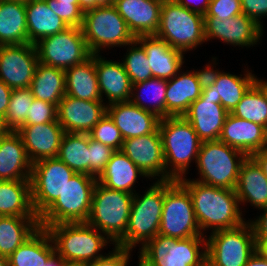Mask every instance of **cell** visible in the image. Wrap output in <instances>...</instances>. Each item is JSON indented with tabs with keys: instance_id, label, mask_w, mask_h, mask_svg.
I'll list each match as a JSON object with an SVG mask.
<instances>
[{
	"instance_id": "9f6ffc18",
	"label": "cell",
	"mask_w": 267,
	"mask_h": 266,
	"mask_svg": "<svg viewBox=\"0 0 267 266\" xmlns=\"http://www.w3.org/2000/svg\"><path fill=\"white\" fill-rule=\"evenodd\" d=\"M65 260L55 253L46 263L45 266H64Z\"/></svg>"
},
{
	"instance_id": "816d5d0a",
	"label": "cell",
	"mask_w": 267,
	"mask_h": 266,
	"mask_svg": "<svg viewBox=\"0 0 267 266\" xmlns=\"http://www.w3.org/2000/svg\"><path fill=\"white\" fill-rule=\"evenodd\" d=\"M176 1L184 8H186L192 12L198 13L202 16H205V14L207 13V10L209 8V4H210V0H198L199 2L201 1V4L198 2V4H200V5H196V6H195V4L193 6L194 1H196V0H176ZM191 3H192V5H191Z\"/></svg>"
},
{
	"instance_id": "681fc988",
	"label": "cell",
	"mask_w": 267,
	"mask_h": 266,
	"mask_svg": "<svg viewBox=\"0 0 267 266\" xmlns=\"http://www.w3.org/2000/svg\"><path fill=\"white\" fill-rule=\"evenodd\" d=\"M242 13L263 28L261 18L267 16V0H240Z\"/></svg>"
},
{
	"instance_id": "6125c7cd",
	"label": "cell",
	"mask_w": 267,
	"mask_h": 266,
	"mask_svg": "<svg viewBox=\"0 0 267 266\" xmlns=\"http://www.w3.org/2000/svg\"><path fill=\"white\" fill-rule=\"evenodd\" d=\"M138 257H139L138 266H154L146 258H144L141 254H139Z\"/></svg>"
},
{
	"instance_id": "d6986e66",
	"label": "cell",
	"mask_w": 267,
	"mask_h": 266,
	"mask_svg": "<svg viewBox=\"0 0 267 266\" xmlns=\"http://www.w3.org/2000/svg\"><path fill=\"white\" fill-rule=\"evenodd\" d=\"M106 113L103 101L81 100L65 94L57 106V121L65 132L89 133Z\"/></svg>"
},
{
	"instance_id": "6da1fadb",
	"label": "cell",
	"mask_w": 267,
	"mask_h": 266,
	"mask_svg": "<svg viewBox=\"0 0 267 266\" xmlns=\"http://www.w3.org/2000/svg\"><path fill=\"white\" fill-rule=\"evenodd\" d=\"M178 181L191 196L195 218L202 233L209 228L214 232L245 223L235 190L218 188L194 179L182 178Z\"/></svg>"
},
{
	"instance_id": "4316f807",
	"label": "cell",
	"mask_w": 267,
	"mask_h": 266,
	"mask_svg": "<svg viewBox=\"0 0 267 266\" xmlns=\"http://www.w3.org/2000/svg\"><path fill=\"white\" fill-rule=\"evenodd\" d=\"M95 67L102 101L103 95L108 99L106 105L130 101L132 84L122 62L105 60L95 54Z\"/></svg>"
},
{
	"instance_id": "be15d7a7",
	"label": "cell",
	"mask_w": 267,
	"mask_h": 266,
	"mask_svg": "<svg viewBox=\"0 0 267 266\" xmlns=\"http://www.w3.org/2000/svg\"><path fill=\"white\" fill-rule=\"evenodd\" d=\"M257 250L267 259V243L259 245Z\"/></svg>"
},
{
	"instance_id": "11a10c76",
	"label": "cell",
	"mask_w": 267,
	"mask_h": 266,
	"mask_svg": "<svg viewBox=\"0 0 267 266\" xmlns=\"http://www.w3.org/2000/svg\"><path fill=\"white\" fill-rule=\"evenodd\" d=\"M245 266H267V259L258 250H256L248 259Z\"/></svg>"
},
{
	"instance_id": "484cf974",
	"label": "cell",
	"mask_w": 267,
	"mask_h": 266,
	"mask_svg": "<svg viewBox=\"0 0 267 266\" xmlns=\"http://www.w3.org/2000/svg\"><path fill=\"white\" fill-rule=\"evenodd\" d=\"M227 114L228 111L221 104H215V99L199 97L190 104L183 117L204 142L219 140Z\"/></svg>"
},
{
	"instance_id": "d6a6232c",
	"label": "cell",
	"mask_w": 267,
	"mask_h": 266,
	"mask_svg": "<svg viewBox=\"0 0 267 266\" xmlns=\"http://www.w3.org/2000/svg\"><path fill=\"white\" fill-rule=\"evenodd\" d=\"M27 17L25 2L0 1V46L27 44Z\"/></svg>"
},
{
	"instance_id": "94428289",
	"label": "cell",
	"mask_w": 267,
	"mask_h": 266,
	"mask_svg": "<svg viewBox=\"0 0 267 266\" xmlns=\"http://www.w3.org/2000/svg\"><path fill=\"white\" fill-rule=\"evenodd\" d=\"M265 93V96L267 98V82L266 81H263V79L259 80L258 78L256 79V82H255Z\"/></svg>"
},
{
	"instance_id": "603a6c76",
	"label": "cell",
	"mask_w": 267,
	"mask_h": 266,
	"mask_svg": "<svg viewBox=\"0 0 267 266\" xmlns=\"http://www.w3.org/2000/svg\"><path fill=\"white\" fill-rule=\"evenodd\" d=\"M162 3L160 0H114L117 12L135 38L156 34Z\"/></svg>"
},
{
	"instance_id": "7c38bea8",
	"label": "cell",
	"mask_w": 267,
	"mask_h": 266,
	"mask_svg": "<svg viewBox=\"0 0 267 266\" xmlns=\"http://www.w3.org/2000/svg\"><path fill=\"white\" fill-rule=\"evenodd\" d=\"M159 235L177 239L204 236L195 218L191 196L178 180L165 181Z\"/></svg>"
},
{
	"instance_id": "cb8c5ba5",
	"label": "cell",
	"mask_w": 267,
	"mask_h": 266,
	"mask_svg": "<svg viewBox=\"0 0 267 266\" xmlns=\"http://www.w3.org/2000/svg\"><path fill=\"white\" fill-rule=\"evenodd\" d=\"M107 114L120 130L123 139L153 133L160 121L154 113L136 106L131 101L107 105Z\"/></svg>"
},
{
	"instance_id": "ac0fdd59",
	"label": "cell",
	"mask_w": 267,
	"mask_h": 266,
	"mask_svg": "<svg viewBox=\"0 0 267 266\" xmlns=\"http://www.w3.org/2000/svg\"><path fill=\"white\" fill-rule=\"evenodd\" d=\"M263 28L243 13L228 19L204 17L205 40L219 39L232 46L250 47L262 37Z\"/></svg>"
},
{
	"instance_id": "f1b7e54d",
	"label": "cell",
	"mask_w": 267,
	"mask_h": 266,
	"mask_svg": "<svg viewBox=\"0 0 267 266\" xmlns=\"http://www.w3.org/2000/svg\"><path fill=\"white\" fill-rule=\"evenodd\" d=\"M234 190L240 205L249 202L261 211L267 208V178L251 156L242 162Z\"/></svg>"
},
{
	"instance_id": "d4e9b609",
	"label": "cell",
	"mask_w": 267,
	"mask_h": 266,
	"mask_svg": "<svg viewBox=\"0 0 267 266\" xmlns=\"http://www.w3.org/2000/svg\"><path fill=\"white\" fill-rule=\"evenodd\" d=\"M135 40L146 53L153 77L169 80L182 70L184 53L172 48L164 39L156 35H145L138 36Z\"/></svg>"
},
{
	"instance_id": "91938a15",
	"label": "cell",
	"mask_w": 267,
	"mask_h": 266,
	"mask_svg": "<svg viewBox=\"0 0 267 266\" xmlns=\"http://www.w3.org/2000/svg\"><path fill=\"white\" fill-rule=\"evenodd\" d=\"M9 132L7 129L5 123H4V117L0 115V137L3 135H6Z\"/></svg>"
},
{
	"instance_id": "4dcf8cb0",
	"label": "cell",
	"mask_w": 267,
	"mask_h": 266,
	"mask_svg": "<svg viewBox=\"0 0 267 266\" xmlns=\"http://www.w3.org/2000/svg\"><path fill=\"white\" fill-rule=\"evenodd\" d=\"M138 176L147 177L121 150H116L97 182L110 189L135 194L133 186Z\"/></svg>"
},
{
	"instance_id": "7402d4cb",
	"label": "cell",
	"mask_w": 267,
	"mask_h": 266,
	"mask_svg": "<svg viewBox=\"0 0 267 266\" xmlns=\"http://www.w3.org/2000/svg\"><path fill=\"white\" fill-rule=\"evenodd\" d=\"M219 141L243 151L247 156L267 148V130L256 123L227 114Z\"/></svg>"
},
{
	"instance_id": "30bf717a",
	"label": "cell",
	"mask_w": 267,
	"mask_h": 266,
	"mask_svg": "<svg viewBox=\"0 0 267 266\" xmlns=\"http://www.w3.org/2000/svg\"><path fill=\"white\" fill-rule=\"evenodd\" d=\"M256 250L249 221L231 229L217 230L206 238V266H245Z\"/></svg>"
},
{
	"instance_id": "f907efd6",
	"label": "cell",
	"mask_w": 267,
	"mask_h": 266,
	"mask_svg": "<svg viewBox=\"0 0 267 266\" xmlns=\"http://www.w3.org/2000/svg\"><path fill=\"white\" fill-rule=\"evenodd\" d=\"M264 212L262 215L255 220L251 221L250 224L253 229L256 246L267 243V208L262 209Z\"/></svg>"
},
{
	"instance_id": "7dc6e473",
	"label": "cell",
	"mask_w": 267,
	"mask_h": 266,
	"mask_svg": "<svg viewBox=\"0 0 267 266\" xmlns=\"http://www.w3.org/2000/svg\"><path fill=\"white\" fill-rule=\"evenodd\" d=\"M242 14L240 0H210L209 8L204 17L228 19Z\"/></svg>"
},
{
	"instance_id": "a7ac6f4b",
	"label": "cell",
	"mask_w": 267,
	"mask_h": 266,
	"mask_svg": "<svg viewBox=\"0 0 267 266\" xmlns=\"http://www.w3.org/2000/svg\"><path fill=\"white\" fill-rule=\"evenodd\" d=\"M11 1H22V2H26L27 0H11Z\"/></svg>"
},
{
	"instance_id": "ee69618b",
	"label": "cell",
	"mask_w": 267,
	"mask_h": 266,
	"mask_svg": "<svg viewBox=\"0 0 267 266\" xmlns=\"http://www.w3.org/2000/svg\"><path fill=\"white\" fill-rule=\"evenodd\" d=\"M89 160L90 175L98 178L105 170L107 163L116 151L108 145H104L89 136Z\"/></svg>"
},
{
	"instance_id": "ba28073f",
	"label": "cell",
	"mask_w": 267,
	"mask_h": 266,
	"mask_svg": "<svg viewBox=\"0 0 267 266\" xmlns=\"http://www.w3.org/2000/svg\"><path fill=\"white\" fill-rule=\"evenodd\" d=\"M155 35L183 53L191 51L206 41L204 16L184 8L176 0L163 2Z\"/></svg>"
},
{
	"instance_id": "44dd1931",
	"label": "cell",
	"mask_w": 267,
	"mask_h": 266,
	"mask_svg": "<svg viewBox=\"0 0 267 266\" xmlns=\"http://www.w3.org/2000/svg\"><path fill=\"white\" fill-rule=\"evenodd\" d=\"M20 135L32 163L45 158H57L65 134L59 122H47L21 127Z\"/></svg>"
},
{
	"instance_id": "ffe728a7",
	"label": "cell",
	"mask_w": 267,
	"mask_h": 266,
	"mask_svg": "<svg viewBox=\"0 0 267 266\" xmlns=\"http://www.w3.org/2000/svg\"><path fill=\"white\" fill-rule=\"evenodd\" d=\"M206 77V66L202 70L179 71L167 80L166 117L183 116L190 104L201 96Z\"/></svg>"
},
{
	"instance_id": "db71d44e",
	"label": "cell",
	"mask_w": 267,
	"mask_h": 266,
	"mask_svg": "<svg viewBox=\"0 0 267 266\" xmlns=\"http://www.w3.org/2000/svg\"><path fill=\"white\" fill-rule=\"evenodd\" d=\"M251 157L258 163V165L262 169V172L267 178V148H264L261 151L253 153Z\"/></svg>"
},
{
	"instance_id": "5b68a950",
	"label": "cell",
	"mask_w": 267,
	"mask_h": 266,
	"mask_svg": "<svg viewBox=\"0 0 267 266\" xmlns=\"http://www.w3.org/2000/svg\"><path fill=\"white\" fill-rule=\"evenodd\" d=\"M133 195L107 188L97 182L86 223L105 234L115 245L125 235Z\"/></svg>"
},
{
	"instance_id": "03108f58",
	"label": "cell",
	"mask_w": 267,
	"mask_h": 266,
	"mask_svg": "<svg viewBox=\"0 0 267 266\" xmlns=\"http://www.w3.org/2000/svg\"><path fill=\"white\" fill-rule=\"evenodd\" d=\"M64 266H86V263L66 262L65 261Z\"/></svg>"
},
{
	"instance_id": "680465c9",
	"label": "cell",
	"mask_w": 267,
	"mask_h": 266,
	"mask_svg": "<svg viewBox=\"0 0 267 266\" xmlns=\"http://www.w3.org/2000/svg\"><path fill=\"white\" fill-rule=\"evenodd\" d=\"M114 5V0H95V8Z\"/></svg>"
},
{
	"instance_id": "4fadbf2b",
	"label": "cell",
	"mask_w": 267,
	"mask_h": 266,
	"mask_svg": "<svg viewBox=\"0 0 267 266\" xmlns=\"http://www.w3.org/2000/svg\"><path fill=\"white\" fill-rule=\"evenodd\" d=\"M40 63L66 70L91 57L81 27H68L34 44Z\"/></svg>"
},
{
	"instance_id": "6f0895ef",
	"label": "cell",
	"mask_w": 267,
	"mask_h": 266,
	"mask_svg": "<svg viewBox=\"0 0 267 266\" xmlns=\"http://www.w3.org/2000/svg\"><path fill=\"white\" fill-rule=\"evenodd\" d=\"M80 9L85 12L95 8V0H79Z\"/></svg>"
},
{
	"instance_id": "8fae6325",
	"label": "cell",
	"mask_w": 267,
	"mask_h": 266,
	"mask_svg": "<svg viewBox=\"0 0 267 266\" xmlns=\"http://www.w3.org/2000/svg\"><path fill=\"white\" fill-rule=\"evenodd\" d=\"M139 250L154 266H206V236L177 239L157 234Z\"/></svg>"
},
{
	"instance_id": "836d02e7",
	"label": "cell",
	"mask_w": 267,
	"mask_h": 266,
	"mask_svg": "<svg viewBox=\"0 0 267 266\" xmlns=\"http://www.w3.org/2000/svg\"><path fill=\"white\" fill-rule=\"evenodd\" d=\"M0 216L38 217L32 206L30 180H0Z\"/></svg>"
},
{
	"instance_id": "f35d334b",
	"label": "cell",
	"mask_w": 267,
	"mask_h": 266,
	"mask_svg": "<svg viewBox=\"0 0 267 266\" xmlns=\"http://www.w3.org/2000/svg\"><path fill=\"white\" fill-rule=\"evenodd\" d=\"M141 89L143 90V92L141 91ZM166 89L167 80L152 77L151 79H148L146 81L132 84L130 101L136 106L154 113L160 119L166 118ZM141 94L149 96L148 99L151 98L152 101L148 100L150 103L149 105H146V102L144 104L143 101L147 97L143 100L144 95Z\"/></svg>"
},
{
	"instance_id": "7a4b0ae2",
	"label": "cell",
	"mask_w": 267,
	"mask_h": 266,
	"mask_svg": "<svg viewBox=\"0 0 267 266\" xmlns=\"http://www.w3.org/2000/svg\"><path fill=\"white\" fill-rule=\"evenodd\" d=\"M158 129L163 145L167 180L185 178L191 161L197 162L202 141L183 116L160 119Z\"/></svg>"
},
{
	"instance_id": "f6af8a7d",
	"label": "cell",
	"mask_w": 267,
	"mask_h": 266,
	"mask_svg": "<svg viewBox=\"0 0 267 266\" xmlns=\"http://www.w3.org/2000/svg\"><path fill=\"white\" fill-rule=\"evenodd\" d=\"M29 108L24 126L43 124L57 120V106L55 104L34 98Z\"/></svg>"
},
{
	"instance_id": "c3c4849f",
	"label": "cell",
	"mask_w": 267,
	"mask_h": 266,
	"mask_svg": "<svg viewBox=\"0 0 267 266\" xmlns=\"http://www.w3.org/2000/svg\"><path fill=\"white\" fill-rule=\"evenodd\" d=\"M132 249L115 245L114 249L99 259L86 263V266H127Z\"/></svg>"
},
{
	"instance_id": "74e56055",
	"label": "cell",
	"mask_w": 267,
	"mask_h": 266,
	"mask_svg": "<svg viewBox=\"0 0 267 266\" xmlns=\"http://www.w3.org/2000/svg\"><path fill=\"white\" fill-rule=\"evenodd\" d=\"M89 134L65 132L57 158L75 173L90 175Z\"/></svg>"
},
{
	"instance_id": "f546056e",
	"label": "cell",
	"mask_w": 267,
	"mask_h": 266,
	"mask_svg": "<svg viewBox=\"0 0 267 266\" xmlns=\"http://www.w3.org/2000/svg\"><path fill=\"white\" fill-rule=\"evenodd\" d=\"M28 42L35 44L39 40L63 32L69 26L47 5L45 0H27L25 2Z\"/></svg>"
},
{
	"instance_id": "5bb4252c",
	"label": "cell",
	"mask_w": 267,
	"mask_h": 266,
	"mask_svg": "<svg viewBox=\"0 0 267 266\" xmlns=\"http://www.w3.org/2000/svg\"><path fill=\"white\" fill-rule=\"evenodd\" d=\"M75 172L58 158H45L32 165L31 199L33 209L40 217L61 195Z\"/></svg>"
},
{
	"instance_id": "83f0119b",
	"label": "cell",
	"mask_w": 267,
	"mask_h": 266,
	"mask_svg": "<svg viewBox=\"0 0 267 266\" xmlns=\"http://www.w3.org/2000/svg\"><path fill=\"white\" fill-rule=\"evenodd\" d=\"M32 165L17 132L0 137V180H30Z\"/></svg>"
},
{
	"instance_id": "3957f363",
	"label": "cell",
	"mask_w": 267,
	"mask_h": 266,
	"mask_svg": "<svg viewBox=\"0 0 267 266\" xmlns=\"http://www.w3.org/2000/svg\"><path fill=\"white\" fill-rule=\"evenodd\" d=\"M40 227L49 232L55 252L66 262L91 263L104 256L99 252L111 241L86 222L58 223Z\"/></svg>"
},
{
	"instance_id": "9c48e42d",
	"label": "cell",
	"mask_w": 267,
	"mask_h": 266,
	"mask_svg": "<svg viewBox=\"0 0 267 266\" xmlns=\"http://www.w3.org/2000/svg\"><path fill=\"white\" fill-rule=\"evenodd\" d=\"M81 29L91 54H100L106 47H126L135 41L114 5L85 11Z\"/></svg>"
},
{
	"instance_id": "d590c367",
	"label": "cell",
	"mask_w": 267,
	"mask_h": 266,
	"mask_svg": "<svg viewBox=\"0 0 267 266\" xmlns=\"http://www.w3.org/2000/svg\"><path fill=\"white\" fill-rule=\"evenodd\" d=\"M39 228V217L0 216V254L8 258Z\"/></svg>"
},
{
	"instance_id": "ab89813d",
	"label": "cell",
	"mask_w": 267,
	"mask_h": 266,
	"mask_svg": "<svg viewBox=\"0 0 267 266\" xmlns=\"http://www.w3.org/2000/svg\"><path fill=\"white\" fill-rule=\"evenodd\" d=\"M234 116L263 126L267 130V98L254 83L231 112Z\"/></svg>"
},
{
	"instance_id": "e0dca14e",
	"label": "cell",
	"mask_w": 267,
	"mask_h": 266,
	"mask_svg": "<svg viewBox=\"0 0 267 266\" xmlns=\"http://www.w3.org/2000/svg\"><path fill=\"white\" fill-rule=\"evenodd\" d=\"M121 151L147 176L167 180L165 158L159 129L148 135L124 139ZM151 177V178H150Z\"/></svg>"
},
{
	"instance_id": "8992f818",
	"label": "cell",
	"mask_w": 267,
	"mask_h": 266,
	"mask_svg": "<svg viewBox=\"0 0 267 266\" xmlns=\"http://www.w3.org/2000/svg\"><path fill=\"white\" fill-rule=\"evenodd\" d=\"M247 155L219 140L201 143L196 166V181L218 188L235 189L239 170Z\"/></svg>"
},
{
	"instance_id": "7bdbcfd3",
	"label": "cell",
	"mask_w": 267,
	"mask_h": 266,
	"mask_svg": "<svg viewBox=\"0 0 267 266\" xmlns=\"http://www.w3.org/2000/svg\"><path fill=\"white\" fill-rule=\"evenodd\" d=\"M88 134L91 139L108 145L114 150L122 149L124 139L120 130L107 113Z\"/></svg>"
},
{
	"instance_id": "f5cc1de1",
	"label": "cell",
	"mask_w": 267,
	"mask_h": 266,
	"mask_svg": "<svg viewBox=\"0 0 267 266\" xmlns=\"http://www.w3.org/2000/svg\"><path fill=\"white\" fill-rule=\"evenodd\" d=\"M12 89L0 80V115L5 117L10 102Z\"/></svg>"
},
{
	"instance_id": "b9f144b4",
	"label": "cell",
	"mask_w": 267,
	"mask_h": 266,
	"mask_svg": "<svg viewBox=\"0 0 267 266\" xmlns=\"http://www.w3.org/2000/svg\"><path fill=\"white\" fill-rule=\"evenodd\" d=\"M128 47V53H126L122 63L131 84L151 79L153 77L151 67L148 64L149 61L143 47L136 40L131 42Z\"/></svg>"
},
{
	"instance_id": "277c9868",
	"label": "cell",
	"mask_w": 267,
	"mask_h": 266,
	"mask_svg": "<svg viewBox=\"0 0 267 266\" xmlns=\"http://www.w3.org/2000/svg\"><path fill=\"white\" fill-rule=\"evenodd\" d=\"M164 196L165 181L158 180L143 196L135 193L125 235L115 245L133 250L153 239L159 233Z\"/></svg>"
},
{
	"instance_id": "52a82bcc",
	"label": "cell",
	"mask_w": 267,
	"mask_h": 266,
	"mask_svg": "<svg viewBox=\"0 0 267 266\" xmlns=\"http://www.w3.org/2000/svg\"><path fill=\"white\" fill-rule=\"evenodd\" d=\"M96 183L97 178L94 176L75 173L58 199L39 217V225L86 222Z\"/></svg>"
},
{
	"instance_id": "8d00e7d4",
	"label": "cell",
	"mask_w": 267,
	"mask_h": 266,
	"mask_svg": "<svg viewBox=\"0 0 267 266\" xmlns=\"http://www.w3.org/2000/svg\"><path fill=\"white\" fill-rule=\"evenodd\" d=\"M30 88L34 98L58 106L66 94L65 70L39 62Z\"/></svg>"
},
{
	"instance_id": "9a60e30c",
	"label": "cell",
	"mask_w": 267,
	"mask_h": 266,
	"mask_svg": "<svg viewBox=\"0 0 267 266\" xmlns=\"http://www.w3.org/2000/svg\"><path fill=\"white\" fill-rule=\"evenodd\" d=\"M240 76L214 70L211 64H207L200 97L215 99V104H221L228 113L232 112L257 79V76L246 69L245 74Z\"/></svg>"
},
{
	"instance_id": "2e32d148",
	"label": "cell",
	"mask_w": 267,
	"mask_h": 266,
	"mask_svg": "<svg viewBox=\"0 0 267 266\" xmlns=\"http://www.w3.org/2000/svg\"><path fill=\"white\" fill-rule=\"evenodd\" d=\"M38 63L34 44L0 46V80L12 90L31 86Z\"/></svg>"
},
{
	"instance_id": "e575fe53",
	"label": "cell",
	"mask_w": 267,
	"mask_h": 266,
	"mask_svg": "<svg viewBox=\"0 0 267 266\" xmlns=\"http://www.w3.org/2000/svg\"><path fill=\"white\" fill-rule=\"evenodd\" d=\"M55 246L49 232L40 227L9 257V266H45L55 254Z\"/></svg>"
},
{
	"instance_id": "bcb514c9",
	"label": "cell",
	"mask_w": 267,
	"mask_h": 266,
	"mask_svg": "<svg viewBox=\"0 0 267 266\" xmlns=\"http://www.w3.org/2000/svg\"><path fill=\"white\" fill-rule=\"evenodd\" d=\"M48 7L58 15L69 27H81L84 12L79 4L59 2L57 0H45Z\"/></svg>"
},
{
	"instance_id": "60d3db41",
	"label": "cell",
	"mask_w": 267,
	"mask_h": 266,
	"mask_svg": "<svg viewBox=\"0 0 267 266\" xmlns=\"http://www.w3.org/2000/svg\"><path fill=\"white\" fill-rule=\"evenodd\" d=\"M33 100L34 96L30 87L12 90L8 109L4 117V123L9 131L17 132L24 126Z\"/></svg>"
},
{
	"instance_id": "89a4df30",
	"label": "cell",
	"mask_w": 267,
	"mask_h": 266,
	"mask_svg": "<svg viewBox=\"0 0 267 266\" xmlns=\"http://www.w3.org/2000/svg\"><path fill=\"white\" fill-rule=\"evenodd\" d=\"M160 1H162V2H166V1H173V0H160Z\"/></svg>"
},
{
	"instance_id": "003e7915",
	"label": "cell",
	"mask_w": 267,
	"mask_h": 266,
	"mask_svg": "<svg viewBox=\"0 0 267 266\" xmlns=\"http://www.w3.org/2000/svg\"><path fill=\"white\" fill-rule=\"evenodd\" d=\"M57 1L70 3V4H79V0H57Z\"/></svg>"
},
{
	"instance_id": "e7e4bbea",
	"label": "cell",
	"mask_w": 267,
	"mask_h": 266,
	"mask_svg": "<svg viewBox=\"0 0 267 266\" xmlns=\"http://www.w3.org/2000/svg\"><path fill=\"white\" fill-rule=\"evenodd\" d=\"M0 266H9L8 258L0 254Z\"/></svg>"
},
{
	"instance_id": "1f68e13d",
	"label": "cell",
	"mask_w": 267,
	"mask_h": 266,
	"mask_svg": "<svg viewBox=\"0 0 267 266\" xmlns=\"http://www.w3.org/2000/svg\"><path fill=\"white\" fill-rule=\"evenodd\" d=\"M66 95L88 101H102L99 90L95 54L85 62L65 70Z\"/></svg>"
}]
</instances>
